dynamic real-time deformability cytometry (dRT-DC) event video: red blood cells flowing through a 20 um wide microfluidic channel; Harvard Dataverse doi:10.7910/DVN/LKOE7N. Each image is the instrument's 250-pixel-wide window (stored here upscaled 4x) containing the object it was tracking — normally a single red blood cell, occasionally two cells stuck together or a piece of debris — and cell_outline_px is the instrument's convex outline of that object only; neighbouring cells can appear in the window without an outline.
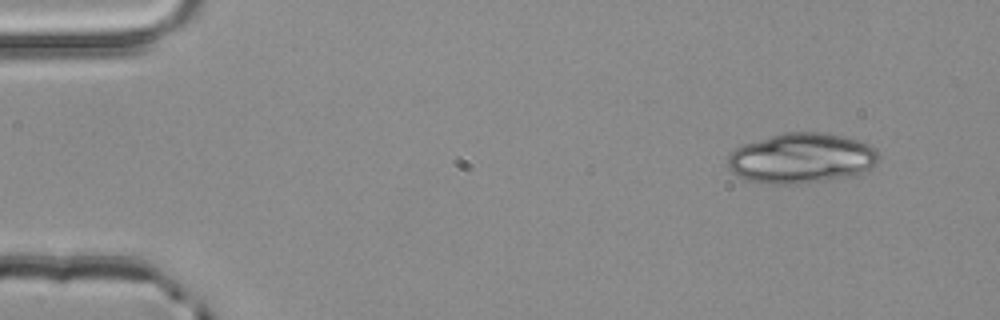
{"species": "common noctule bat (a hibernating species)", "species_latin": "Nyctalus noctula", "temperature_condition": "room temperature", "stored_images_in_passage": 3, "camera_frame_rate_fps": 3000, "um_per_image_px": 0.085, "animal": {"sex": "male", "body_mass_g": 20.4}, "frame": {"image": 1, "passage_image": 1, "time_ms": 0.0, "image_size_px": [1000, 320], "cell_outline_px": [[880, 156], [876, 164], [864, 172], [852, 176], [796, 184], [768, 184], [744, 180], [736, 176], [728, 168], [728, 156], [736, 148], [744, 144], [784, 132], [824, 132], [856, 140], [868, 144], [876, 148]], "centroid_in_image_um": [68.11, 13.46], "position_along_channel_um": 16.9, "area_um2": 44.27}}